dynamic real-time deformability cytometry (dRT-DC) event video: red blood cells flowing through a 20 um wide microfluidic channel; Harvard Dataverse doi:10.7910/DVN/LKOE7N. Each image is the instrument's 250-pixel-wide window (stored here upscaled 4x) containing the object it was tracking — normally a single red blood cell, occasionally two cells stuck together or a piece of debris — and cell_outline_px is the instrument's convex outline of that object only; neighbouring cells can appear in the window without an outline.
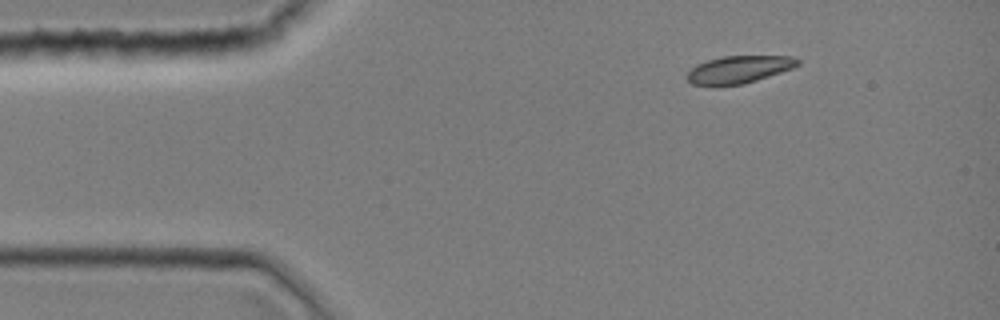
{"species": "common noctule bat (a hibernating species)", "species_latin": "Nyctalus noctula", "temperature_condition": "room temperature", "stored_images_in_passage": 39, "camera_frame_rate_fps": 3000, "um_per_image_px": 0.085, "animal": {"sex": "female", "body_mass_g": 19.0, "forearm_length_mm": 51.5}, "frame": {"image": 1, "passage_image": 1, "time_ms": 0.0, "image_size_px": [1000, 320], "cell_outline_px": [[800, 64], [792, 68], [744, 84], [716, 88], [712, 88], [692, 84], [688, 80], [688, 72], [696, 64], [708, 60], [724, 56], [792, 56], [800, 60]], "centroid_in_image_um": [62.76, 5.94], "position_along_channel_um": 22.2, "area_um2": 18.03}}
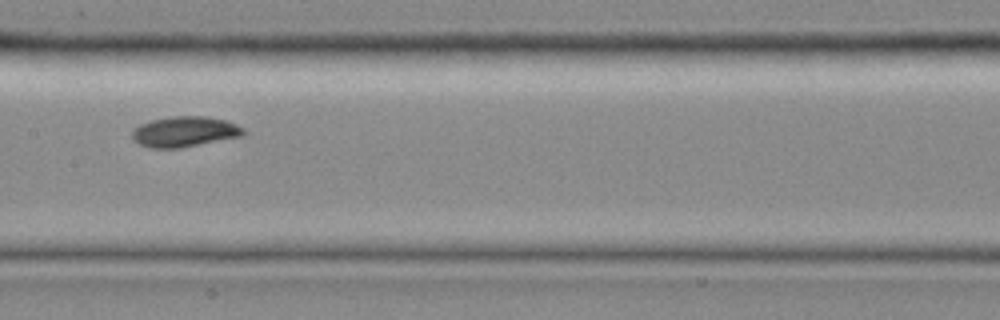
{"frame": {"image": 2, "passage_image": 17, "time_ms": 5.333, "image_size_px": [1000, 320], "cell_outline_px": [[248, 132], [244, 136], [180, 148], [148, 148], [132, 140], [132, 132], [140, 124], [152, 120], [172, 116], [208, 116], [224, 120], [236, 124], [244, 128]], "centroid_in_image_um": [15.73, 11.2], "position_along_channel_um": 191.7, "area_um2": 19.94}}
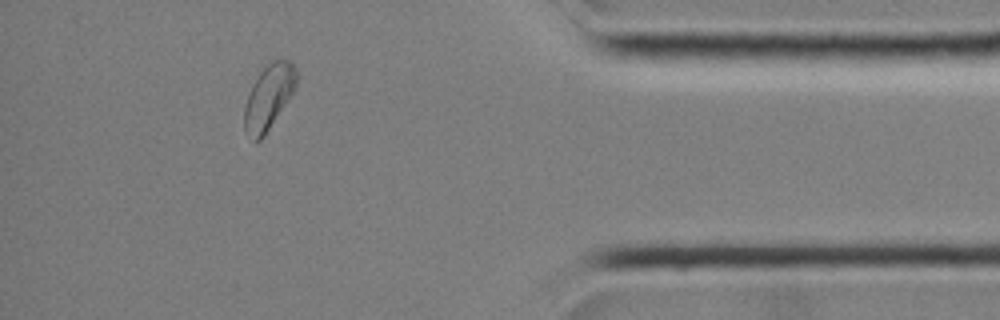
{"frame": {"image": 3, "passage_image": 34, "time_ms": 11.0, "image_size_px": [1000, 320], "cell_outline_px": [[296, 88], [264, 136], [256, 144], [244, 132], [244, 104], [252, 84], [260, 72], [272, 60], [292, 60], [296, 68]], "centroid_in_image_um": [22.82, 8.27], "position_along_channel_um": 412.4, "area_um2": 19.77}}